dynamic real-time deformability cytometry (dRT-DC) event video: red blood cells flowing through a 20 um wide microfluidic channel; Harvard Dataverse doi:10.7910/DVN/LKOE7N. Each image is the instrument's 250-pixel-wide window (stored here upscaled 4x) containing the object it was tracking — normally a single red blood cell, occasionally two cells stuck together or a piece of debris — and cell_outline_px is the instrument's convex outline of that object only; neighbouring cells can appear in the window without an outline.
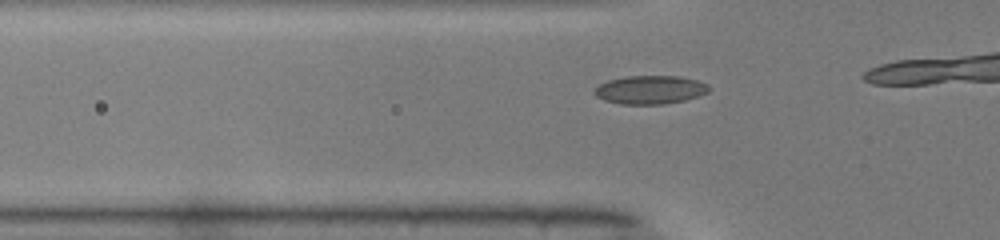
{"species": "common noctule bat (a hibernating species)", "species_latin": "Nyctalus noctula", "temperature_condition": "warm", "stored_images_in_passage": 13, "camera_frame_rate_fps": 3000, "um_per_image_px": 0.085, "animal": {"sex": "male", "body_mass_g": 19.0, "forearm_length_mm": 50.8}, "frame": {"image": 1, "passage_image": 8, "time_ms": 2.333, "image_size_px": [1000, 240], "cell_outline_px": [[712, 88], [708, 92], [684, 100], [664, 104], [620, 104], [604, 100], [596, 96], [592, 92], [600, 84], [608, 80], [628, 76], [680, 76], [696, 80], [708, 84]], "centroid_in_image_um": [55.26, 7.63], "position_along_channel_um": 70.5, "area_um2": 18.96}}